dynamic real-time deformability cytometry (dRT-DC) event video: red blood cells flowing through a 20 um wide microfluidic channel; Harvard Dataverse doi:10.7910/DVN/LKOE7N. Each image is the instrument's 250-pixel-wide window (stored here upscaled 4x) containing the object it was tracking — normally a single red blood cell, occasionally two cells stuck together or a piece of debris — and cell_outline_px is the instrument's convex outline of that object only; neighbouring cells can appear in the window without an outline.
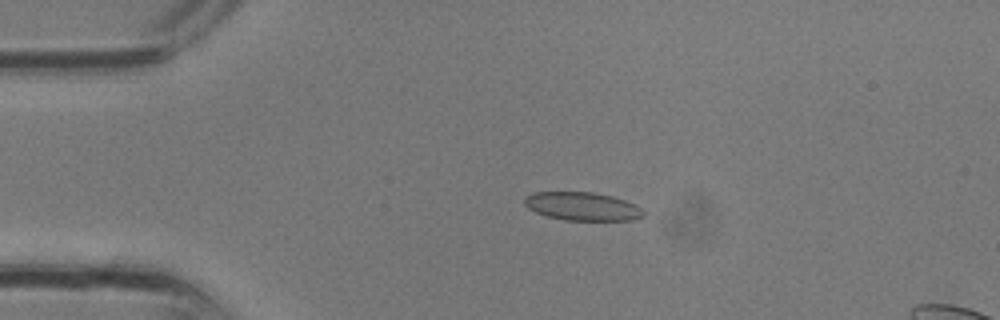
{"species": "common noctule bat (a hibernating species)", "species_latin": "Nyctalus noctula", "temperature_condition": "room temperature", "stored_images_in_passage": 1, "camera_frame_rate_fps": 3000, "um_per_image_px": 0.085, "animal": {"sex": "male", "body_mass_g": 13.3}, "frame": {"image": 1, "passage_image": 1, "time_ms": 0.0, "image_size_px": [1000, 320], "cell_outline_px": [[644, 216], [632, 220], [564, 220], [548, 216], [536, 212], [528, 208], [524, 204], [524, 196], [532, 192], [592, 192], [612, 196], [636, 204], [644, 212]], "centroid_in_image_um": [49.48, 17.53], "position_along_channel_um": 35.5, "area_um2": 19.65}}